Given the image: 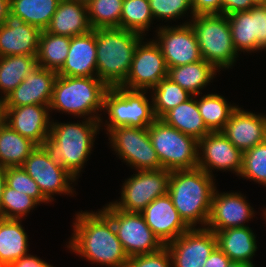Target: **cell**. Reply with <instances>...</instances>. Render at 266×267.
Returning <instances> with one entry per match:
<instances>
[{"mask_svg":"<svg viewBox=\"0 0 266 267\" xmlns=\"http://www.w3.org/2000/svg\"><path fill=\"white\" fill-rule=\"evenodd\" d=\"M36 144L11 129L0 119V166L4 168L22 166L36 148Z\"/></svg>","mask_w":266,"mask_h":267,"instance_id":"f1b7e54d","label":"cell"},{"mask_svg":"<svg viewBox=\"0 0 266 267\" xmlns=\"http://www.w3.org/2000/svg\"><path fill=\"white\" fill-rule=\"evenodd\" d=\"M264 210V211H263ZM263 210H262V212H263V218L265 219V223H266V207L265 208H263Z\"/></svg>","mask_w":266,"mask_h":267,"instance_id":"db71d44e","label":"cell"},{"mask_svg":"<svg viewBox=\"0 0 266 267\" xmlns=\"http://www.w3.org/2000/svg\"><path fill=\"white\" fill-rule=\"evenodd\" d=\"M230 262V258L216 247L207 258L203 267H227Z\"/></svg>","mask_w":266,"mask_h":267,"instance_id":"7dc6e473","label":"cell"},{"mask_svg":"<svg viewBox=\"0 0 266 267\" xmlns=\"http://www.w3.org/2000/svg\"><path fill=\"white\" fill-rule=\"evenodd\" d=\"M217 247L223 251L231 261L241 262L255 267L253 256L258 249L256 236L249 226L232 227L221 231H214Z\"/></svg>","mask_w":266,"mask_h":267,"instance_id":"cb8c5ba5","label":"cell"},{"mask_svg":"<svg viewBox=\"0 0 266 267\" xmlns=\"http://www.w3.org/2000/svg\"><path fill=\"white\" fill-rule=\"evenodd\" d=\"M75 214L72 237L65 247L86 261L108 267H124L129 259L112 220L101 210Z\"/></svg>","mask_w":266,"mask_h":267,"instance_id":"6da1fadb","label":"cell"},{"mask_svg":"<svg viewBox=\"0 0 266 267\" xmlns=\"http://www.w3.org/2000/svg\"><path fill=\"white\" fill-rule=\"evenodd\" d=\"M155 42L159 45L167 68L191 64L202 60L195 33L185 21L179 25H159Z\"/></svg>","mask_w":266,"mask_h":267,"instance_id":"5bb4252c","label":"cell"},{"mask_svg":"<svg viewBox=\"0 0 266 267\" xmlns=\"http://www.w3.org/2000/svg\"><path fill=\"white\" fill-rule=\"evenodd\" d=\"M6 186V168L0 166V217L3 191Z\"/></svg>","mask_w":266,"mask_h":267,"instance_id":"681fc988","label":"cell"},{"mask_svg":"<svg viewBox=\"0 0 266 267\" xmlns=\"http://www.w3.org/2000/svg\"><path fill=\"white\" fill-rule=\"evenodd\" d=\"M5 267H54L50 263L42 260L36 255L27 254L20 259L16 260L12 264H5Z\"/></svg>","mask_w":266,"mask_h":267,"instance_id":"bcb514c9","label":"cell"},{"mask_svg":"<svg viewBox=\"0 0 266 267\" xmlns=\"http://www.w3.org/2000/svg\"><path fill=\"white\" fill-rule=\"evenodd\" d=\"M253 6L251 0H222V14L228 16L238 11H249Z\"/></svg>","mask_w":266,"mask_h":267,"instance_id":"f6af8a7d","label":"cell"},{"mask_svg":"<svg viewBox=\"0 0 266 267\" xmlns=\"http://www.w3.org/2000/svg\"><path fill=\"white\" fill-rule=\"evenodd\" d=\"M72 1L88 5L92 0H72Z\"/></svg>","mask_w":266,"mask_h":267,"instance_id":"f5cc1de1","label":"cell"},{"mask_svg":"<svg viewBox=\"0 0 266 267\" xmlns=\"http://www.w3.org/2000/svg\"><path fill=\"white\" fill-rule=\"evenodd\" d=\"M201 117L210 132H222L238 105L227 102L224 96L210 93L197 99Z\"/></svg>","mask_w":266,"mask_h":267,"instance_id":"4dcf8cb0","label":"cell"},{"mask_svg":"<svg viewBox=\"0 0 266 267\" xmlns=\"http://www.w3.org/2000/svg\"><path fill=\"white\" fill-rule=\"evenodd\" d=\"M238 107L223 129L228 140L243 153L266 140V115Z\"/></svg>","mask_w":266,"mask_h":267,"instance_id":"ffe728a7","label":"cell"},{"mask_svg":"<svg viewBox=\"0 0 266 267\" xmlns=\"http://www.w3.org/2000/svg\"><path fill=\"white\" fill-rule=\"evenodd\" d=\"M101 210L112 220L117 237L128 257L155 253L164 247L141 213L123 211L112 202Z\"/></svg>","mask_w":266,"mask_h":267,"instance_id":"30bf717a","label":"cell"},{"mask_svg":"<svg viewBox=\"0 0 266 267\" xmlns=\"http://www.w3.org/2000/svg\"><path fill=\"white\" fill-rule=\"evenodd\" d=\"M249 12L253 16V36H255V52L266 45V6H253Z\"/></svg>","mask_w":266,"mask_h":267,"instance_id":"7bdbcfd3","label":"cell"},{"mask_svg":"<svg viewBox=\"0 0 266 267\" xmlns=\"http://www.w3.org/2000/svg\"><path fill=\"white\" fill-rule=\"evenodd\" d=\"M195 97L196 96H192L187 101L180 103L178 106L168 111L161 120L183 134L192 136L199 141L210 133V131L207 129L201 117L197 105V98Z\"/></svg>","mask_w":266,"mask_h":267,"instance_id":"4316f807","label":"cell"},{"mask_svg":"<svg viewBox=\"0 0 266 267\" xmlns=\"http://www.w3.org/2000/svg\"><path fill=\"white\" fill-rule=\"evenodd\" d=\"M141 214L146 224L164 246L189 229L179 216L168 193L154 199Z\"/></svg>","mask_w":266,"mask_h":267,"instance_id":"7402d4cb","label":"cell"},{"mask_svg":"<svg viewBox=\"0 0 266 267\" xmlns=\"http://www.w3.org/2000/svg\"><path fill=\"white\" fill-rule=\"evenodd\" d=\"M195 15L222 14V0H191Z\"/></svg>","mask_w":266,"mask_h":267,"instance_id":"ee69618b","label":"cell"},{"mask_svg":"<svg viewBox=\"0 0 266 267\" xmlns=\"http://www.w3.org/2000/svg\"><path fill=\"white\" fill-rule=\"evenodd\" d=\"M143 38L135 49L129 73L121 85L128 90L151 91L168 76V68L159 45L154 39Z\"/></svg>","mask_w":266,"mask_h":267,"instance_id":"4fadbf2b","label":"cell"},{"mask_svg":"<svg viewBox=\"0 0 266 267\" xmlns=\"http://www.w3.org/2000/svg\"><path fill=\"white\" fill-rule=\"evenodd\" d=\"M240 177L266 187V140L243 153Z\"/></svg>","mask_w":266,"mask_h":267,"instance_id":"f35d334b","label":"cell"},{"mask_svg":"<svg viewBox=\"0 0 266 267\" xmlns=\"http://www.w3.org/2000/svg\"><path fill=\"white\" fill-rule=\"evenodd\" d=\"M60 0H10V12L25 23L45 31L56 12Z\"/></svg>","mask_w":266,"mask_h":267,"instance_id":"d6a6232c","label":"cell"},{"mask_svg":"<svg viewBox=\"0 0 266 267\" xmlns=\"http://www.w3.org/2000/svg\"><path fill=\"white\" fill-rule=\"evenodd\" d=\"M71 37L42 31L39 39L37 65L58 72L65 64Z\"/></svg>","mask_w":266,"mask_h":267,"instance_id":"1f68e13d","label":"cell"},{"mask_svg":"<svg viewBox=\"0 0 266 267\" xmlns=\"http://www.w3.org/2000/svg\"><path fill=\"white\" fill-rule=\"evenodd\" d=\"M241 192H221L215 189L211 210L206 225L211 231H221L232 227L247 226L255 218L254 208Z\"/></svg>","mask_w":266,"mask_h":267,"instance_id":"ac0fdd59","label":"cell"},{"mask_svg":"<svg viewBox=\"0 0 266 267\" xmlns=\"http://www.w3.org/2000/svg\"><path fill=\"white\" fill-rule=\"evenodd\" d=\"M124 267H172V258L164 246L155 253L129 257Z\"/></svg>","mask_w":266,"mask_h":267,"instance_id":"b9f144b4","label":"cell"},{"mask_svg":"<svg viewBox=\"0 0 266 267\" xmlns=\"http://www.w3.org/2000/svg\"><path fill=\"white\" fill-rule=\"evenodd\" d=\"M150 95L156 119H161L168 111L193 96L168 77L160 80L151 90Z\"/></svg>","mask_w":266,"mask_h":267,"instance_id":"836d02e7","label":"cell"},{"mask_svg":"<svg viewBox=\"0 0 266 267\" xmlns=\"http://www.w3.org/2000/svg\"><path fill=\"white\" fill-rule=\"evenodd\" d=\"M165 246L170 252L172 267H203L217 247V239L214 231L206 227L189 228Z\"/></svg>","mask_w":266,"mask_h":267,"instance_id":"2e32d148","label":"cell"},{"mask_svg":"<svg viewBox=\"0 0 266 267\" xmlns=\"http://www.w3.org/2000/svg\"><path fill=\"white\" fill-rule=\"evenodd\" d=\"M108 89L109 87L97 76L65 77L58 75L53 86L50 112L52 113L54 110L62 114L67 113L75 116V119L78 117L100 120L104 96Z\"/></svg>","mask_w":266,"mask_h":267,"instance_id":"277c9868","label":"cell"},{"mask_svg":"<svg viewBox=\"0 0 266 267\" xmlns=\"http://www.w3.org/2000/svg\"><path fill=\"white\" fill-rule=\"evenodd\" d=\"M96 29L71 37L67 59L57 72L65 77L97 76Z\"/></svg>","mask_w":266,"mask_h":267,"instance_id":"603a6c76","label":"cell"},{"mask_svg":"<svg viewBox=\"0 0 266 267\" xmlns=\"http://www.w3.org/2000/svg\"><path fill=\"white\" fill-rule=\"evenodd\" d=\"M38 205L32 197L6 185L1 202V218L23 220Z\"/></svg>","mask_w":266,"mask_h":267,"instance_id":"74e56055","label":"cell"},{"mask_svg":"<svg viewBox=\"0 0 266 267\" xmlns=\"http://www.w3.org/2000/svg\"><path fill=\"white\" fill-rule=\"evenodd\" d=\"M50 114L47 105L0 107V119L37 146H41L50 134L52 122Z\"/></svg>","mask_w":266,"mask_h":267,"instance_id":"e0dca14e","label":"cell"},{"mask_svg":"<svg viewBox=\"0 0 266 267\" xmlns=\"http://www.w3.org/2000/svg\"><path fill=\"white\" fill-rule=\"evenodd\" d=\"M217 72L219 71L212 64L202 59L195 63L168 68L167 77L197 97L202 95L201 91L214 80Z\"/></svg>","mask_w":266,"mask_h":267,"instance_id":"484cf974","label":"cell"},{"mask_svg":"<svg viewBox=\"0 0 266 267\" xmlns=\"http://www.w3.org/2000/svg\"><path fill=\"white\" fill-rule=\"evenodd\" d=\"M230 25L232 43L238 53H255L253 36V16L249 11H238L227 16ZM240 52V54H239Z\"/></svg>","mask_w":266,"mask_h":267,"instance_id":"8d00e7d4","label":"cell"},{"mask_svg":"<svg viewBox=\"0 0 266 267\" xmlns=\"http://www.w3.org/2000/svg\"><path fill=\"white\" fill-rule=\"evenodd\" d=\"M6 185L32 197L39 204H51V202L42 194L38 184L21 166L6 168Z\"/></svg>","mask_w":266,"mask_h":267,"instance_id":"60d3db41","label":"cell"},{"mask_svg":"<svg viewBox=\"0 0 266 267\" xmlns=\"http://www.w3.org/2000/svg\"><path fill=\"white\" fill-rule=\"evenodd\" d=\"M134 173L122 183L120 199L112 203L123 211L141 213L154 199L168 193L171 171L159 169Z\"/></svg>","mask_w":266,"mask_h":267,"instance_id":"8fae6325","label":"cell"},{"mask_svg":"<svg viewBox=\"0 0 266 267\" xmlns=\"http://www.w3.org/2000/svg\"><path fill=\"white\" fill-rule=\"evenodd\" d=\"M153 21L149 0H123L120 28L144 37Z\"/></svg>","mask_w":266,"mask_h":267,"instance_id":"e575fe53","label":"cell"},{"mask_svg":"<svg viewBox=\"0 0 266 267\" xmlns=\"http://www.w3.org/2000/svg\"><path fill=\"white\" fill-rule=\"evenodd\" d=\"M148 133L162 169L192 170L198 166V140L156 119Z\"/></svg>","mask_w":266,"mask_h":267,"instance_id":"ba28073f","label":"cell"},{"mask_svg":"<svg viewBox=\"0 0 266 267\" xmlns=\"http://www.w3.org/2000/svg\"><path fill=\"white\" fill-rule=\"evenodd\" d=\"M36 57L29 55L0 57V102L37 66Z\"/></svg>","mask_w":266,"mask_h":267,"instance_id":"f546056e","label":"cell"},{"mask_svg":"<svg viewBox=\"0 0 266 267\" xmlns=\"http://www.w3.org/2000/svg\"><path fill=\"white\" fill-rule=\"evenodd\" d=\"M123 0H92L87 5L92 29L120 28Z\"/></svg>","mask_w":266,"mask_h":267,"instance_id":"d590c367","label":"cell"},{"mask_svg":"<svg viewBox=\"0 0 266 267\" xmlns=\"http://www.w3.org/2000/svg\"><path fill=\"white\" fill-rule=\"evenodd\" d=\"M243 166V152L223 132H210L198 141V166L214 177L212 170L231 171L237 177Z\"/></svg>","mask_w":266,"mask_h":267,"instance_id":"9a60e30c","label":"cell"},{"mask_svg":"<svg viewBox=\"0 0 266 267\" xmlns=\"http://www.w3.org/2000/svg\"><path fill=\"white\" fill-rule=\"evenodd\" d=\"M41 30L27 24L12 12L0 26V57L10 55L37 56Z\"/></svg>","mask_w":266,"mask_h":267,"instance_id":"44dd1931","label":"cell"},{"mask_svg":"<svg viewBox=\"0 0 266 267\" xmlns=\"http://www.w3.org/2000/svg\"><path fill=\"white\" fill-rule=\"evenodd\" d=\"M100 129L103 130L100 120L86 118L77 123H61L53 119L50 134L41 146L54 163L63 166L78 180Z\"/></svg>","mask_w":266,"mask_h":267,"instance_id":"7a4b0ae2","label":"cell"},{"mask_svg":"<svg viewBox=\"0 0 266 267\" xmlns=\"http://www.w3.org/2000/svg\"><path fill=\"white\" fill-rule=\"evenodd\" d=\"M143 38L122 28L96 29L97 77L109 88L124 83L137 44Z\"/></svg>","mask_w":266,"mask_h":267,"instance_id":"5b68a950","label":"cell"},{"mask_svg":"<svg viewBox=\"0 0 266 267\" xmlns=\"http://www.w3.org/2000/svg\"><path fill=\"white\" fill-rule=\"evenodd\" d=\"M227 267H252V266L241 262L231 261Z\"/></svg>","mask_w":266,"mask_h":267,"instance_id":"f907efd6","label":"cell"},{"mask_svg":"<svg viewBox=\"0 0 266 267\" xmlns=\"http://www.w3.org/2000/svg\"><path fill=\"white\" fill-rule=\"evenodd\" d=\"M21 167L34 179L42 194L50 202L54 201L55 194L70 196L76 194L72 185L76 184L77 179L63 166L54 163L42 146H36Z\"/></svg>","mask_w":266,"mask_h":267,"instance_id":"7c38bea8","label":"cell"},{"mask_svg":"<svg viewBox=\"0 0 266 267\" xmlns=\"http://www.w3.org/2000/svg\"><path fill=\"white\" fill-rule=\"evenodd\" d=\"M57 76L56 71L37 65L28 73L18 87L0 102V107H20L25 105H47L49 107Z\"/></svg>","mask_w":266,"mask_h":267,"instance_id":"d6986e66","label":"cell"},{"mask_svg":"<svg viewBox=\"0 0 266 267\" xmlns=\"http://www.w3.org/2000/svg\"><path fill=\"white\" fill-rule=\"evenodd\" d=\"M0 267H5V263L0 260Z\"/></svg>","mask_w":266,"mask_h":267,"instance_id":"11a10c76","label":"cell"},{"mask_svg":"<svg viewBox=\"0 0 266 267\" xmlns=\"http://www.w3.org/2000/svg\"><path fill=\"white\" fill-rule=\"evenodd\" d=\"M10 12V0H0V26L5 23V19Z\"/></svg>","mask_w":266,"mask_h":267,"instance_id":"c3c4849f","label":"cell"},{"mask_svg":"<svg viewBox=\"0 0 266 267\" xmlns=\"http://www.w3.org/2000/svg\"><path fill=\"white\" fill-rule=\"evenodd\" d=\"M214 178L199 168L171 171L168 195L189 228L206 227L217 187Z\"/></svg>","mask_w":266,"mask_h":267,"instance_id":"3957f363","label":"cell"},{"mask_svg":"<svg viewBox=\"0 0 266 267\" xmlns=\"http://www.w3.org/2000/svg\"><path fill=\"white\" fill-rule=\"evenodd\" d=\"M21 219L0 217V260L12 264L29 252L27 233Z\"/></svg>","mask_w":266,"mask_h":267,"instance_id":"83f0119b","label":"cell"},{"mask_svg":"<svg viewBox=\"0 0 266 267\" xmlns=\"http://www.w3.org/2000/svg\"><path fill=\"white\" fill-rule=\"evenodd\" d=\"M202 59L212 64L219 72L233 69L238 53L234 49L228 18L223 14L195 15L189 22Z\"/></svg>","mask_w":266,"mask_h":267,"instance_id":"52a82bcc","label":"cell"},{"mask_svg":"<svg viewBox=\"0 0 266 267\" xmlns=\"http://www.w3.org/2000/svg\"><path fill=\"white\" fill-rule=\"evenodd\" d=\"M107 136L112 151L135 171L162 169L153 148L148 128L121 126L111 129Z\"/></svg>","mask_w":266,"mask_h":267,"instance_id":"9c48e42d","label":"cell"},{"mask_svg":"<svg viewBox=\"0 0 266 267\" xmlns=\"http://www.w3.org/2000/svg\"><path fill=\"white\" fill-rule=\"evenodd\" d=\"M254 6H266V0H251Z\"/></svg>","mask_w":266,"mask_h":267,"instance_id":"816d5d0a","label":"cell"},{"mask_svg":"<svg viewBox=\"0 0 266 267\" xmlns=\"http://www.w3.org/2000/svg\"><path fill=\"white\" fill-rule=\"evenodd\" d=\"M92 30L87 5L72 0H60L46 31L54 35L74 37Z\"/></svg>","mask_w":266,"mask_h":267,"instance_id":"d4e9b609","label":"cell"},{"mask_svg":"<svg viewBox=\"0 0 266 267\" xmlns=\"http://www.w3.org/2000/svg\"><path fill=\"white\" fill-rule=\"evenodd\" d=\"M147 93L150 94V91L128 90L121 86L110 87L105 93L103 104V113L108 114V118L100 119V126L106 128V134L116 127L147 128L151 125L156 117L152 96L147 97Z\"/></svg>","mask_w":266,"mask_h":267,"instance_id":"8992f818","label":"cell"},{"mask_svg":"<svg viewBox=\"0 0 266 267\" xmlns=\"http://www.w3.org/2000/svg\"><path fill=\"white\" fill-rule=\"evenodd\" d=\"M149 3L154 20H165L164 22L173 20L176 22L177 19L181 17L183 19L190 13V22L195 16L191 0H149ZM186 13L187 15H185Z\"/></svg>","mask_w":266,"mask_h":267,"instance_id":"ab89813d","label":"cell"}]
</instances>
